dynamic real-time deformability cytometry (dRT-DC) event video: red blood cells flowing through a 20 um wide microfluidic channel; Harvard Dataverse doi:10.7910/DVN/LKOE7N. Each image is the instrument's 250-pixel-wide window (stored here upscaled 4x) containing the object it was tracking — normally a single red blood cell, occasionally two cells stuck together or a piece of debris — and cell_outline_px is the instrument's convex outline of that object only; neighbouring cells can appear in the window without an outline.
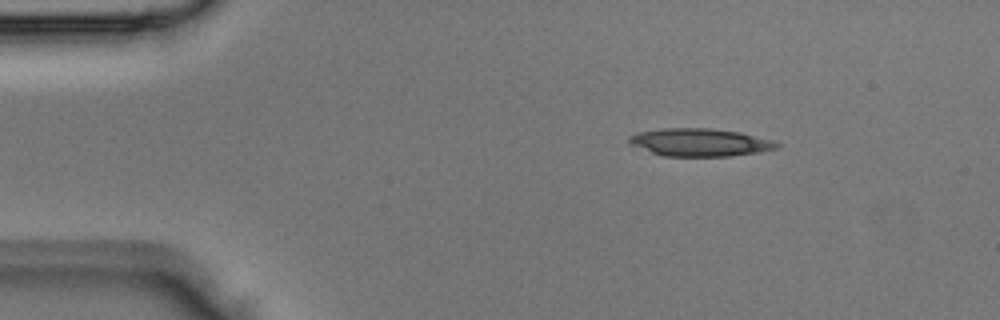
{"species": "Egyptian fruit bat (a non-hibernating species)", "species_latin": "Rousettus aegyptiacus", "temperature_condition": "room temperature", "stored_images_in_passage": 3, "camera_frame_rate_fps": 3000, "um_per_image_px": 0.085, "animal": {"sex": "male"}, "frame": {"image": 1, "passage_image": 1, "time_ms": 0.0, "image_size_px": [1000, 320], "cell_outline_px": [[780, 144], [776, 148], [756, 152], [728, 156], [660, 156], [628, 144], [628, 136], [636, 132], [664, 128], [708, 128], [740, 132], [772, 140]], "centroid_in_image_um": [59.4, 12.1], "position_along_channel_um": 25.6, "area_um2": 23.93}}